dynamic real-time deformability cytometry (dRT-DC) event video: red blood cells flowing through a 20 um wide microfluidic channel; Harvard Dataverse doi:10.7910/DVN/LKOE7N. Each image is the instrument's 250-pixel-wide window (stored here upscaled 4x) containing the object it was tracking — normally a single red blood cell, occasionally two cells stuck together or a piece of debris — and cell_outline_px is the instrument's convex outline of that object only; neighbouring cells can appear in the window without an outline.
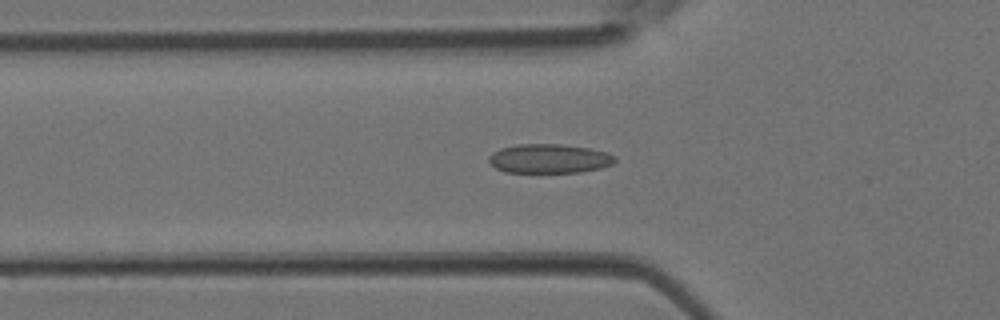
{"species": "Egyptian fruit bat (a non-hibernating species)", "species_latin": "Rousettus aegyptiacus", "temperature_condition": "room temperature", "stored_images_in_passage": 43, "camera_frame_rate_fps": 3000, "um_per_image_px": 0.085, "animal": {"sex": "female"}, "frame": {"image": 1, "passage_image": 14, "time_ms": 4.333, "image_size_px": [1000, 320], "cell_outline_px": [[616, 160], [612, 164], [600, 168], [580, 172], [504, 172], [496, 168], [488, 160], [488, 156], [492, 152], [500, 148], [516, 144], [560, 144], [588, 148], [608, 152], [616, 156]], "centroid_in_image_um": [46.67, 13.47], "position_along_channel_um": 79.1, "area_um2": 21.5}}
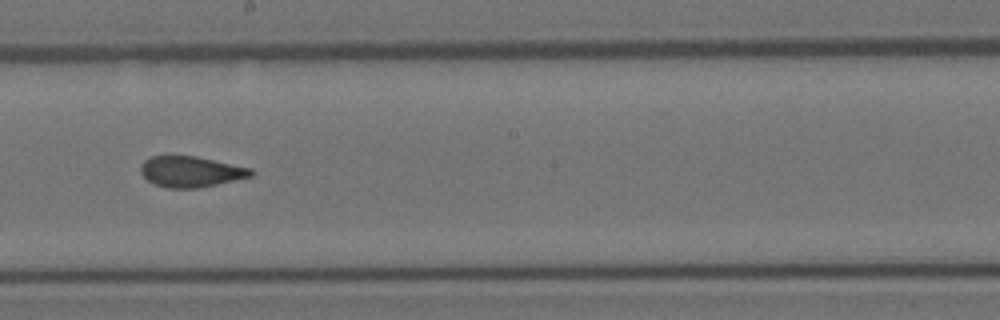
{"frame": {"image": 2, "passage_image": 24, "time_ms": 7.667, "image_size_px": [1000, 320], "cell_outline_px": [[256, 172], [252, 176], [216, 184], [196, 188], [168, 188], [156, 184], [148, 180], [140, 172], [140, 164], [144, 160], [152, 156], [196, 156], [252, 168]], "centroid_in_image_um": [16.23, 14.58], "position_along_channel_um": 232.0, "area_um2": 19.71}}
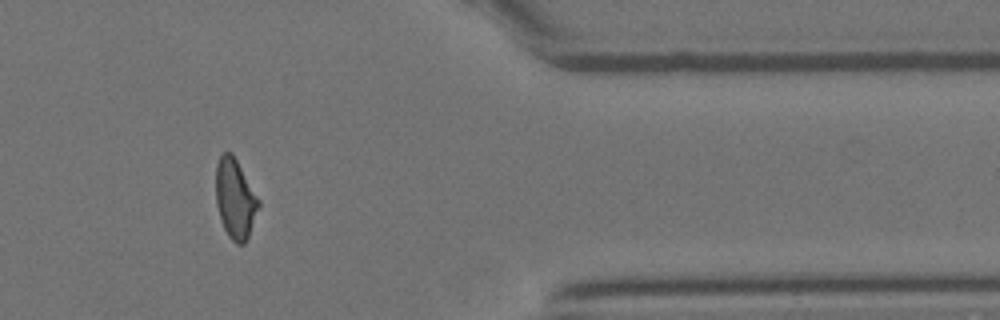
{"frame": {"image": 3, "passage_image": 36, "time_ms": 11.667, "image_size_px": [1000, 320], "cell_outline_px": [[260, 204], [248, 236], [244, 244], [236, 244], [228, 236], [224, 228], [216, 204], [216, 164], [220, 156], [224, 152], [232, 152], [260, 200]], "centroid_in_image_um": [19.98, 16.88], "position_along_channel_um": 391.4, "area_um2": 19.71}}